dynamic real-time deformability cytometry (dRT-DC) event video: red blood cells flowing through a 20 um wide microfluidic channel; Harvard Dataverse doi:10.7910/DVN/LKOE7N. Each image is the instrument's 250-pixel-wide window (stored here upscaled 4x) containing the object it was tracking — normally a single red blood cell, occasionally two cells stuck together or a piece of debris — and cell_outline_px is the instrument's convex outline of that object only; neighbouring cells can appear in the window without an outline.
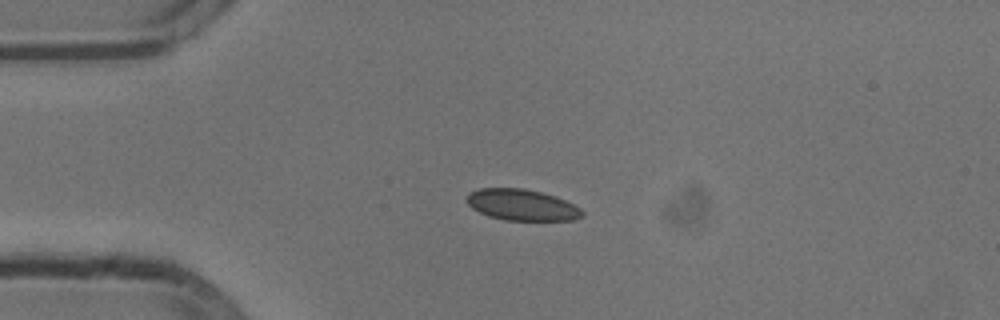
{"species": "common noctule bat (a hibernating species)", "species_latin": "Nyctalus noctula", "temperature_condition": "cold", "stored_images_in_passage": 53, "camera_frame_rate_fps": 3000, "um_per_image_px": 0.085, "animal": {"sex": "male", "body_mass_g": 13.3}, "frame": {"image": 1, "passage_image": 12, "time_ms": 3.667, "image_size_px": [1000, 320], "cell_outline_px": [[584, 216], [572, 220], [504, 220], [488, 216], [472, 208], [464, 200], [468, 192], [480, 188], [524, 188], [556, 196], [580, 208], [584, 212]], "centroid_in_image_um": [44.32, 17.41], "position_along_channel_um": 40.7, "area_um2": 21.1}}
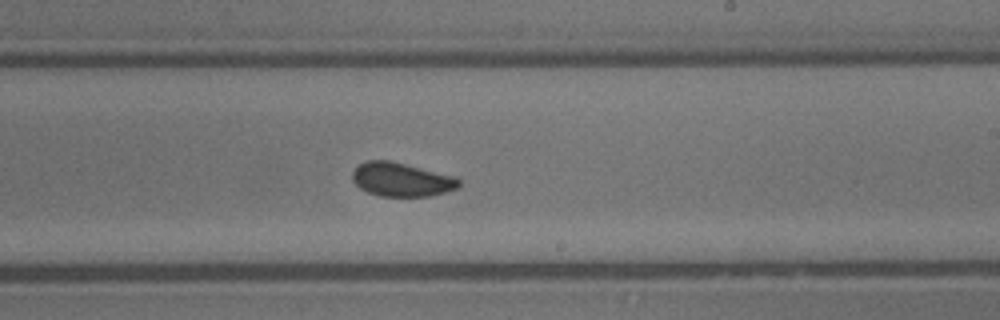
{"frame": {"image": 2, "passage_image": 31, "time_ms": 10.0, "image_size_px": [1000, 320], "cell_outline_px": [[460, 184], [456, 188], [444, 192], [428, 196], [380, 196], [368, 192], [360, 188], [352, 180], [352, 172], [360, 164], [368, 160], [388, 160], [456, 176], [460, 180]], "centroid_in_image_um": [34.12, 15.26], "position_along_channel_um": 254.9, "area_um2": 20.81}}
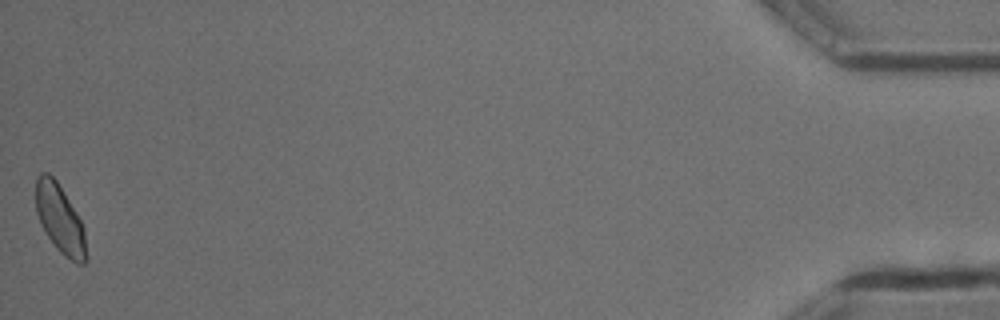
{"frame": {"image": 3, "passage_image": 53, "time_ms": 17.333, "image_size_px": [1000, 320], "cell_outline_px": [[84, 264], [76, 264], [64, 256], [56, 248], [40, 224], [36, 212], [36, 176], [40, 172], [48, 172], [56, 180], [76, 212], [84, 228]], "centroid_in_image_um": [5.05, 18.58], "position_along_channel_um": 430.2, "area_um2": 19.77}, "authors_computed_cell_mechanics": {"area_um2": 20.9814, "velocity_mm_per_s": 3.7821, "shape_relaxation_time_tau1_ms": null, "shape_relaxation_time_tau2_ms": 1.6866, "deformation_change_tau1": null, "deformation_change_tau2": 0.0505}}